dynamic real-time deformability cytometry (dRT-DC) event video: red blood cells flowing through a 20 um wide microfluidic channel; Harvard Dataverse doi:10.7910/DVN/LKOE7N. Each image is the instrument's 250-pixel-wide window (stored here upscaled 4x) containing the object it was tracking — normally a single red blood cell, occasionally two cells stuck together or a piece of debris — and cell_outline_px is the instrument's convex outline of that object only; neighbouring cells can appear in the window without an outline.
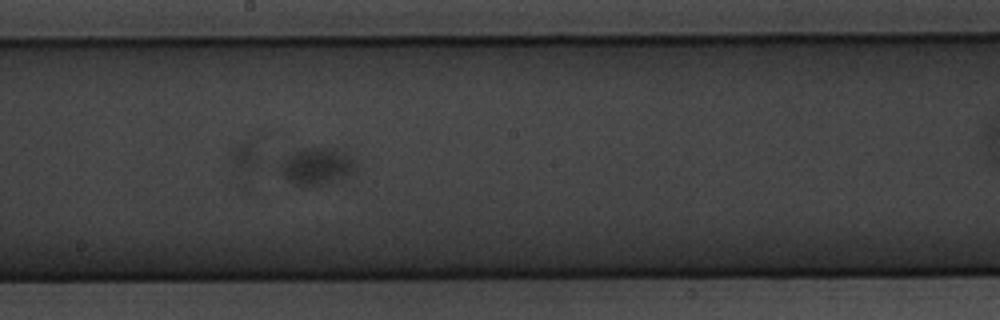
{"species": "common noctule bat (a hibernating species)", "species_latin": "Nyctalus noctula", "temperature_condition": "warm", "stored_images_in_passage": 39, "segment_of_instrument_passage": [2, 2], "camera_frame_rate_fps": 3000, "um_per_image_px": 0.085, "animal": {"sex": "male", "body_mass_g": 20.1, "forearm_length_mm": 53.5}, "frame": {"image": 1, "passage_image": 23, "time_ms": 7.333, "image_size_px": [1000, 320], "cell_outline_px": [[356, 172], [312, 188], [308, 188], [296, 184], [288, 180], [276, 172], [280, 160], [292, 148], [336, 148], [352, 156], [356, 164]], "centroid_in_image_um": [26.82, 14.11], "position_along_channel_um": 221.4, "area_um2": 17.17}}
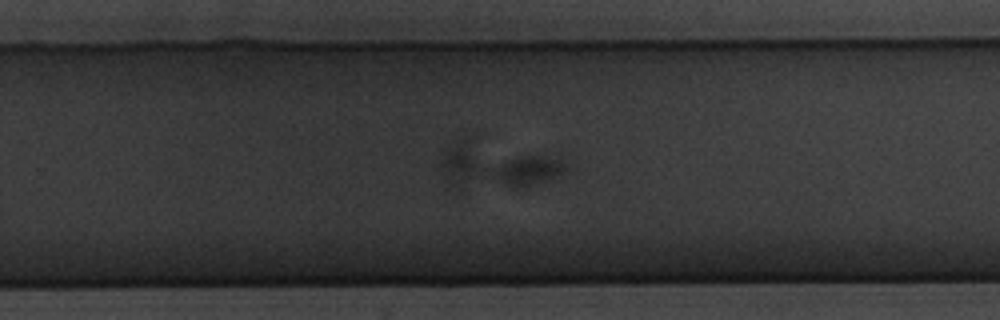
{"frame": {"image": 2, "passage_image": 28, "time_ms": 9.0, "image_size_px": [1000, 320], "cell_outline_px": [[568, 168], [560, 176], [532, 184], [508, 184], [496, 172], [504, 164], [512, 160], [524, 156], [540, 156], [560, 160]], "centroid_in_image_um": [45.15, 14.45], "position_along_channel_um": 284.6, "area_um2": 10.58}}